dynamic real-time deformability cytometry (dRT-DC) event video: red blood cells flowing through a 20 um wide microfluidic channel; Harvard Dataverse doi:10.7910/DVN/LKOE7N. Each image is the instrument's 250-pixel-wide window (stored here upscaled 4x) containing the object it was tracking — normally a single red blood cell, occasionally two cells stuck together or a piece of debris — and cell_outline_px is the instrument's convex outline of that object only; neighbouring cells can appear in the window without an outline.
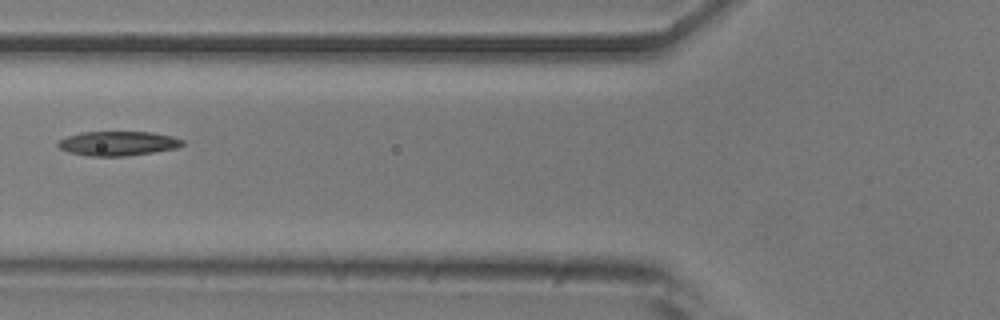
{"species": "common noctule bat (a hibernating species)", "species_latin": "Nyctalus noctula", "temperature_condition": "room temperature", "stored_images_in_passage": 4, "camera_frame_rate_fps": 3000, "um_per_image_px": 0.085, "animal": {"sex": "male", "body_mass_g": 20.5, "forearm_length_mm": 52.5}, "frame": {"image": 1, "passage_image": 3, "time_ms": 0.667, "image_size_px": [1000, 320], "cell_outline_px": [[184, 144], [176, 148], [152, 152], [124, 156], [88, 156], [68, 152], [60, 148], [56, 144], [56, 140], [80, 132], [152, 132], [172, 136], [184, 140]], "centroid_in_image_um": [9.98, 12.18], "position_along_channel_um": 115.8, "area_um2": 17.74}}
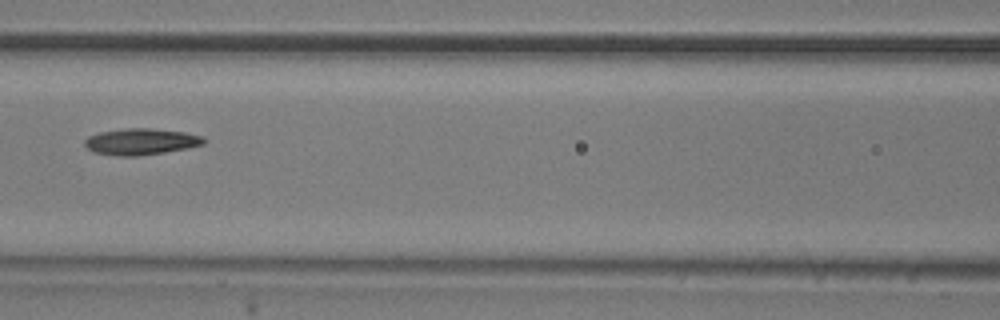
{"frame": {"image": 2, "passage_image": 4, "time_ms": 1.0, "image_size_px": [1000, 320], "cell_outline_px": [[204, 144], [188, 148], [140, 156], [120, 156], [96, 152], [88, 148], [84, 144], [84, 140], [88, 136], [100, 132], [124, 128], [148, 128], [184, 132], [200, 136], [204, 140]], "centroid_in_image_um": [11.96, 12.04], "position_along_channel_um": 154.6, "area_um2": 18.09}}